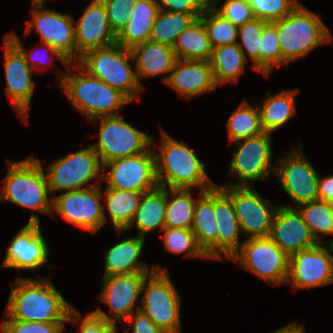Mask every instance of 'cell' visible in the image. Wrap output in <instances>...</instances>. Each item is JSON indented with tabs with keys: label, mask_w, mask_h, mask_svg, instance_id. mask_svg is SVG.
<instances>
[{
	"label": "cell",
	"mask_w": 333,
	"mask_h": 333,
	"mask_svg": "<svg viewBox=\"0 0 333 333\" xmlns=\"http://www.w3.org/2000/svg\"><path fill=\"white\" fill-rule=\"evenodd\" d=\"M5 319L24 322H67L75 308L54 287L51 278H24L11 283Z\"/></svg>",
	"instance_id": "obj_1"
},
{
	"label": "cell",
	"mask_w": 333,
	"mask_h": 333,
	"mask_svg": "<svg viewBox=\"0 0 333 333\" xmlns=\"http://www.w3.org/2000/svg\"><path fill=\"white\" fill-rule=\"evenodd\" d=\"M71 68L74 69V74L71 73ZM67 69L69 72H63L59 76V86L72 106L85 115L88 121L116 116L131 102L119 90L90 75L78 63H70Z\"/></svg>",
	"instance_id": "obj_2"
},
{
	"label": "cell",
	"mask_w": 333,
	"mask_h": 333,
	"mask_svg": "<svg viewBox=\"0 0 333 333\" xmlns=\"http://www.w3.org/2000/svg\"><path fill=\"white\" fill-rule=\"evenodd\" d=\"M161 144L156 158V176L160 187L171 189H195L207 191L216 186L206 174V164L185 142L173 139L160 131Z\"/></svg>",
	"instance_id": "obj_3"
},
{
	"label": "cell",
	"mask_w": 333,
	"mask_h": 333,
	"mask_svg": "<svg viewBox=\"0 0 333 333\" xmlns=\"http://www.w3.org/2000/svg\"><path fill=\"white\" fill-rule=\"evenodd\" d=\"M39 159L29 156L22 161H8V172L0 193V200L32 209L28 222L39 223L34 211L52 214V197L47 177Z\"/></svg>",
	"instance_id": "obj_4"
},
{
	"label": "cell",
	"mask_w": 333,
	"mask_h": 333,
	"mask_svg": "<svg viewBox=\"0 0 333 333\" xmlns=\"http://www.w3.org/2000/svg\"><path fill=\"white\" fill-rule=\"evenodd\" d=\"M274 23L277 25L283 65L305 57L332 38L320 17L300 3L290 14Z\"/></svg>",
	"instance_id": "obj_5"
},
{
	"label": "cell",
	"mask_w": 333,
	"mask_h": 333,
	"mask_svg": "<svg viewBox=\"0 0 333 333\" xmlns=\"http://www.w3.org/2000/svg\"><path fill=\"white\" fill-rule=\"evenodd\" d=\"M134 58L131 49L115 43L108 47L86 52L77 62L90 75L97 77L110 87L119 90L131 102L139 100L144 88L133 71Z\"/></svg>",
	"instance_id": "obj_6"
},
{
	"label": "cell",
	"mask_w": 333,
	"mask_h": 333,
	"mask_svg": "<svg viewBox=\"0 0 333 333\" xmlns=\"http://www.w3.org/2000/svg\"><path fill=\"white\" fill-rule=\"evenodd\" d=\"M47 181L50 192L74 191L98 186L103 175V164L92 145L62 156L47 166ZM89 185V186H88Z\"/></svg>",
	"instance_id": "obj_7"
},
{
	"label": "cell",
	"mask_w": 333,
	"mask_h": 333,
	"mask_svg": "<svg viewBox=\"0 0 333 333\" xmlns=\"http://www.w3.org/2000/svg\"><path fill=\"white\" fill-rule=\"evenodd\" d=\"M141 293L144 295L140 298L139 310L166 333H181L180 295L168 272L154 270L150 273Z\"/></svg>",
	"instance_id": "obj_8"
},
{
	"label": "cell",
	"mask_w": 333,
	"mask_h": 333,
	"mask_svg": "<svg viewBox=\"0 0 333 333\" xmlns=\"http://www.w3.org/2000/svg\"><path fill=\"white\" fill-rule=\"evenodd\" d=\"M100 122L98 142L91 144L103 163L147 152L156 139L131 126L120 115L93 119Z\"/></svg>",
	"instance_id": "obj_9"
},
{
	"label": "cell",
	"mask_w": 333,
	"mask_h": 333,
	"mask_svg": "<svg viewBox=\"0 0 333 333\" xmlns=\"http://www.w3.org/2000/svg\"><path fill=\"white\" fill-rule=\"evenodd\" d=\"M258 276L272 287L286 284L289 275V257L270 237L248 238L230 258Z\"/></svg>",
	"instance_id": "obj_10"
},
{
	"label": "cell",
	"mask_w": 333,
	"mask_h": 333,
	"mask_svg": "<svg viewBox=\"0 0 333 333\" xmlns=\"http://www.w3.org/2000/svg\"><path fill=\"white\" fill-rule=\"evenodd\" d=\"M272 133L264 132L248 139L236 141L237 149L229 163L230 176L238 182L227 183L230 186H253L254 181H264L275 171L272 163ZM232 174V175H231Z\"/></svg>",
	"instance_id": "obj_11"
},
{
	"label": "cell",
	"mask_w": 333,
	"mask_h": 333,
	"mask_svg": "<svg viewBox=\"0 0 333 333\" xmlns=\"http://www.w3.org/2000/svg\"><path fill=\"white\" fill-rule=\"evenodd\" d=\"M290 149V153H286L274 163V175L297 207L302 203L318 200L320 175L303 153L302 144Z\"/></svg>",
	"instance_id": "obj_12"
},
{
	"label": "cell",
	"mask_w": 333,
	"mask_h": 333,
	"mask_svg": "<svg viewBox=\"0 0 333 333\" xmlns=\"http://www.w3.org/2000/svg\"><path fill=\"white\" fill-rule=\"evenodd\" d=\"M110 169V170H108ZM107 174H104L105 172ZM102 181L106 187L148 192L158 187L154 149L103 163Z\"/></svg>",
	"instance_id": "obj_13"
},
{
	"label": "cell",
	"mask_w": 333,
	"mask_h": 333,
	"mask_svg": "<svg viewBox=\"0 0 333 333\" xmlns=\"http://www.w3.org/2000/svg\"><path fill=\"white\" fill-rule=\"evenodd\" d=\"M100 185L74 190L52 197V214L62 216L68 223L96 233L105 223L104 204Z\"/></svg>",
	"instance_id": "obj_14"
},
{
	"label": "cell",
	"mask_w": 333,
	"mask_h": 333,
	"mask_svg": "<svg viewBox=\"0 0 333 333\" xmlns=\"http://www.w3.org/2000/svg\"><path fill=\"white\" fill-rule=\"evenodd\" d=\"M231 198L243 235L248 238L270 237L278 205L262 198L253 186H220Z\"/></svg>",
	"instance_id": "obj_15"
},
{
	"label": "cell",
	"mask_w": 333,
	"mask_h": 333,
	"mask_svg": "<svg viewBox=\"0 0 333 333\" xmlns=\"http://www.w3.org/2000/svg\"><path fill=\"white\" fill-rule=\"evenodd\" d=\"M152 272H138L131 274H119L102 277L101 293L98 300L110 307L112 316L98 308L93 313L109 323L123 322L140 305L135 307L136 300L142 294V286L146 277ZM136 308V309H135Z\"/></svg>",
	"instance_id": "obj_16"
},
{
	"label": "cell",
	"mask_w": 333,
	"mask_h": 333,
	"mask_svg": "<svg viewBox=\"0 0 333 333\" xmlns=\"http://www.w3.org/2000/svg\"><path fill=\"white\" fill-rule=\"evenodd\" d=\"M32 2V19L26 22L25 35L35 28L42 43L51 45L70 63H77V45L73 16L54 10L43 9V3Z\"/></svg>",
	"instance_id": "obj_17"
},
{
	"label": "cell",
	"mask_w": 333,
	"mask_h": 333,
	"mask_svg": "<svg viewBox=\"0 0 333 333\" xmlns=\"http://www.w3.org/2000/svg\"><path fill=\"white\" fill-rule=\"evenodd\" d=\"M331 283H333V244L319 243L289 257V275L286 284H290L291 290L320 287Z\"/></svg>",
	"instance_id": "obj_18"
},
{
	"label": "cell",
	"mask_w": 333,
	"mask_h": 333,
	"mask_svg": "<svg viewBox=\"0 0 333 333\" xmlns=\"http://www.w3.org/2000/svg\"><path fill=\"white\" fill-rule=\"evenodd\" d=\"M3 44L6 93L22 120L28 123L35 89L32 79L34 70L28 65L22 52L6 36Z\"/></svg>",
	"instance_id": "obj_19"
},
{
	"label": "cell",
	"mask_w": 333,
	"mask_h": 333,
	"mask_svg": "<svg viewBox=\"0 0 333 333\" xmlns=\"http://www.w3.org/2000/svg\"><path fill=\"white\" fill-rule=\"evenodd\" d=\"M7 247L0 268L34 271L46 264L49 258V247L39 223L28 222Z\"/></svg>",
	"instance_id": "obj_20"
},
{
	"label": "cell",
	"mask_w": 333,
	"mask_h": 333,
	"mask_svg": "<svg viewBox=\"0 0 333 333\" xmlns=\"http://www.w3.org/2000/svg\"><path fill=\"white\" fill-rule=\"evenodd\" d=\"M270 238L288 257L319 244L299 211L287 205L275 212Z\"/></svg>",
	"instance_id": "obj_21"
},
{
	"label": "cell",
	"mask_w": 333,
	"mask_h": 333,
	"mask_svg": "<svg viewBox=\"0 0 333 333\" xmlns=\"http://www.w3.org/2000/svg\"><path fill=\"white\" fill-rule=\"evenodd\" d=\"M90 3L74 25L77 62L88 51L116 43V34L110 26L104 4L101 0H92Z\"/></svg>",
	"instance_id": "obj_22"
},
{
	"label": "cell",
	"mask_w": 333,
	"mask_h": 333,
	"mask_svg": "<svg viewBox=\"0 0 333 333\" xmlns=\"http://www.w3.org/2000/svg\"><path fill=\"white\" fill-rule=\"evenodd\" d=\"M165 83L187 100L218 86L210 62L201 60L177 59Z\"/></svg>",
	"instance_id": "obj_23"
},
{
	"label": "cell",
	"mask_w": 333,
	"mask_h": 333,
	"mask_svg": "<svg viewBox=\"0 0 333 333\" xmlns=\"http://www.w3.org/2000/svg\"><path fill=\"white\" fill-rule=\"evenodd\" d=\"M214 215L217 226V259L231 258L240 248L242 234L232 198L220 187H214Z\"/></svg>",
	"instance_id": "obj_24"
},
{
	"label": "cell",
	"mask_w": 333,
	"mask_h": 333,
	"mask_svg": "<svg viewBox=\"0 0 333 333\" xmlns=\"http://www.w3.org/2000/svg\"><path fill=\"white\" fill-rule=\"evenodd\" d=\"M145 238L132 236L124 238L113 247L104 252L105 270L102 277L119 274H131L138 272L167 271L159 265L153 266L150 270L145 261L141 262V256Z\"/></svg>",
	"instance_id": "obj_25"
},
{
	"label": "cell",
	"mask_w": 333,
	"mask_h": 333,
	"mask_svg": "<svg viewBox=\"0 0 333 333\" xmlns=\"http://www.w3.org/2000/svg\"><path fill=\"white\" fill-rule=\"evenodd\" d=\"M131 52L135 61L136 77L143 88L140 81L142 78L165 74L163 81L166 82L177 61L172 46L149 40L134 46Z\"/></svg>",
	"instance_id": "obj_26"
},
{
	"label": "cell",
	"mask_w": 333,
	"mask_h": 333,
	"mask_svg": "<svg viewBox=\"0 0 333 333\" xmlns=\"http://www.w3.org/2000/svg\"><path fill=\"white\" fill-rule=\"evenodd\" d=\"M194 210L192 231L197 243L208 259L217 260V226L214 215V187L199 190Z\"/></svg>",
	"instance_id": "obj_27"
},
{
	"label": "cell",
	"mask_w": 333,
	"mask_h": 333,
	"mask_svg": "<svg viewBox=\"0 0 333 333\" xmlns=\"http://www.w3.org/2000/svg\"><path fill=\"white\" fill-rule=\"evenodd\" d=\"M167 204V188L156 187L153 190L144 192L139 207L125 230H115L117 233L127 231L135 226L138 236L145 238L146 234L159 228H165V210Z\"/></svg>",
	"instance_id": "obj_28"
},
{
	"label": "cell",
	"mask_w": 333,
	"mask_h": 333,
	"mask_svg": "<svg viewBox=\"0 0 333 333\" xmlns=\"http://www.w3.org/2000/svg\"><path fill=\"white\" fill-rule=\"evenodd\" d=\"M159 11L156 0H137L127 24L116 35V43L126 49L149 40Z\"/></svg>",
	"instance_id": "obj_29"
},
{
	"label": "cell",
	"mask_w": 333,
	"mask_h": 333,
	"mask_svg": "<svg viewBox=\"0 0 333 333\" xmlns=\"http://www.w3.org/2000/svg\"><path fill=\"white\" fill-rule=\"evenodd\" d=\"M296 93H298L296 89L284 90L274 95L267 91L265 100L257 104L261 126L265 132L273 133L295 115Z\"/></svg>",
	"instance_id": "obj_30"
},
{
	"label": "cell",
	"mask_w": 333,
	"mask_h": 333,
	"mask_svg": "<svg viewBox=\"0 0 333 333\" xmlns=\"http://www.w3.org/2000/svg\"><path fill=\"white\" fill-rule=\"evenodd\" d=\"M177 59L209 61L212 46L203 24L195 19L179 36L173 46Z\"/></svg>",
	"instance_id": "obj_31"
},
{
	"label": "cell",
	"mask_w": 333,
	"mask_h": 333,
	"mask_svg": "<svg viewBox=\"0 0 333 333\" xmlns=\"http://www.w3.org/2000/svg\"><path fill=\"white\" fill-rule=\"evenodd\" d=\"M246 61L237 43L212 48L209 62L217 85L236 82L244 73Z\"/></svg>",
	"instance_id": "obj_32"
},
{
	"label": "cell",
	"mask_w": 333,
	"mask_h": 333,
	"mask_svg": "<svg viewBox=\"0 0 333 333\" xmlns=\"http://www.w3.org/2000/svg\"><path fill=\"white\" fill-rule=\"evenodd\" d=\"M144 192L120 190L106 187L102 199L115 230H125L131 223Z\"/></svg>",
	"instance_id": "obj_33"
},
{
	"label": "cell",
	"mask_w": 333,
	"mask_h": 333,
	"mask_svg": "<svg viewBox=\"0 0 333 333\" xmlns=\"http://www.w3.org/2000/svg\"><path fill=\"white\" fill-rule=\"evenodd\" d=\"M196 201L191 189L167 188L165 227L192 229Z\"/></svg>",
	"instance_id": "obj_34"
},
{
	"label": "cell",
	"mask_w": 333,
	"mask_h": 333,
	"mask_svg": "<svg viewBox=\"0 0 333 333\" xmlns=\"http://www.w3.org/2000/svg\"><path fill=\"white\" fill-rule=\"evenodd\" d=\"M251 106L243 100L227 120V132L230 143L248 139L264 133L261 126L260 114L257 104Z\"/></svg>",
	"instance_id": "obj_35"
},
{
	"label": "cell",
	"mask_w": 333,
	"mask_h": 333,
	"mask_svg": "<svg viewBox=\"0 0 333 333\" xmlns=\"http://www.w3.org/2000/svg\"><path fill=\"white\" fill-rule=\"evenodd\" d=\"M193 15L159 10L149 41L174 46L178 36L195 20Z\"/></svg>",
	"instance_id": "obj_36"
},
{
	"label": "cell",
	"mask_w": 333,
	"mask_h": 333,
	"mask_svg": "<svg viewBox=\"0 0 333 333\" xmlns=\"http://www.w3.org/2000/svg\"><path fill=\"white\" fill-rule=\"evenodd\" d=\"M296 209L318 243L327 242L320 234L333 235V204L315 200L298 205Z\"/></svg>",
	"instance_id": "obj_37"
},
{
	"label": "cell",
	"mask_w": 333,
	"mask_h": 333,
	"mask_svg": "<svg viewBox=\"0 0 333 333\" xmlns=\"http://www.w3.org/2000/svg\"><path fill=\"white\" fill-rule=\"evenodd\" d=\"M206 28L212 48L231 45L238 41V26L219 15L209 5L200 16Z\"/></svg>",
	"instance_id": "obj_38"
},
{
	"label": "cell",
	"mask_w": 333,
	"mask_h": 333,
	"mask_svg": "<svg viewBox=\"0 0 333 333\" xmlns=\"http://www.w3.org/2000/svg\"><path fill=\"white\" fill-rule=\"evenodd\" d=\"M164 247L171 253L181 254L186 258H208L199 247L192 229L165 227L162 229Z\"/></svg>",
	"instance_id": "obj_39"
},
{
	"label": "cell",
	"mask_w": 333,
	"mask_h": 333,
	"mask_svg": "<svg viewBox=\"0 0 333 333\" xmlns=\"http://www.w3.org/2000/svg\"><path fill=\"white\" fill-rule=\"evenodd\" d=\"M260 39V71L265 77H268L272 68L282 65L277 25L274 22H267L263 27Z\"/></svg>",
	"instance_id": "obj_40"
},
{
	"label": "cell",
	"mask_w": 333,
	"mask_h": 333,
	"mask_svg": "<svg viewBox=\"0 0 333 333\" xmlns=\"http://www.w3.org/2000/svg\"><path fill=\"white\" fill-rule=\"evenodd\" d=\"M266 23L265 21L254 19L238 28V37L241 38V41L238 40L237 44L246 59V53H248L253 62L252 68L255 71H260V37L262 36L263 27Z\"/></svg>",
	"instance_id": "obj_41"
},
{
	"label": "cell",
	"mask_w": 333,
	"mask_h": 333,
	"mask_svg": "<svg viewBox=\"0 0 333 333\" xmlns=\"http://www.w3.org/2000/svg\"><path fill=\"white\" fill-rule=\"evenodd\" d=\"M256 19L275 22L290 14L298 5L297 0H248Z\"/></svg>",
	"instance_id": "obj_42"
},
{
	"label": "cell",
	"mask_w": 333,
	"mask_h": 333,
	"mask_svg": "<svg viewBox=\"0 0 333 333\" xmlns=\"http://www.w3.org/2000/svg\"><path fill=\"white\" fill-rule=\"evenodd\" d=\"M217 4V0H210V5L219 15L238 27L256 19L248 0H225L221 7H216Z\"/></svg>",
	"instance_id": "obj_43"
},
{
	"label": "cell",
	"mask_w": 333,
	"mask_h": 333,
	"mask_svg": "<svg viewBox=\"0 0 333 333\" xmlns=\"http://www.w3.org/2000/svg\"><path fill=\"white\" fill-rule=\"evenodd\" d=\"M65 323L6 319L0 323V330L2 333H63Z\"/></svg>",
	"instance_id": "obj_44"
},
{
	"label": "cell",
	"mask_w": 333,
	"mask_h": 333,
	"mask_svg": "<svg viewBox=\"0 0 333 333\" xmlns=\"http://www.w3.org/2000/svg\"><path fill=\"white\" fill-rule=\"evenodd\" d=\"M24 55L26 62L28 63V65L35 70L36 68L39 70L40 68H48L49 66L46 65V67L44 66L48 60V54L47 57L45 56L46 54L43 53L41 55V53L39 55L35 54L33 51L30 53H28L24 48L23 45L20 41V39L18 38L17 34L13 33H8L7 35H5ZM41 49V50H40ZM40 51L42 52H47L49 54H52L53 57L55 56L56 58H58L65 66L66 68L70 65V62L57 50H55L51 45L46 44V43H42L40 46ZM37 50V49H36ZM45 54V55H44ZM44 55V56H43ZM44 57V58H43ZM47 59V60H46ZM44 63V64H43ZM44 66V67H43Z\"/></svg>",
	"instance_id": "obj_45"
},
{
	"label": "cell",
	"mask_w": 333,
	"mask_h": 333,
	"mask_svg": "<svg viewBox=\"0 0 333 333\" xmlns=\"http://www.w3.org/2000/svg\"><path fill=\"white\" fill-rule=\"evenodd\" d=\"M108 15L110 26L117 35L130 19V12L137 0H101Z\"/></svg>",
	"instance_id": "obj_46"
},
{
	"label": "cell",
	"mask_w": 333,
	"mask_h": 333,
	"mask_svg": "<svg viewBox=\"0 0 333 333\" xmlns=\"http://www.w3.org/2000/svg\"><path fill=\"white\" fill-rule=\"evenodd\" d=\"M79 320V333H118L116 324L109 323L99 318L93 312H90L80 319L79 312L74 308L69 314L68 322L73 325H79Z\"/></svg>",
	"instance_id": "obj_47"
},
{
	"label": "cell",
	"mask_w": 333,
	"mask_h": 333,
	"mask_svg": "<svg viewBox=\"0 0 333 333\" xmlns=\"http://www.w3.org/2000/svg\"><path fill=\"white\" fill-rule=\"evenodd\" d=\"M156 3L159 10L189 14L198 19L210 5V0H156Z\"/></svg>",
	"instance_id": "obj_48"
},
{
	"label": "cell",
	"mask_w": 333,
	"mask_h": 333,
	"mask_svg": "<svg viewBox=\"0 0 333 333\" xmlns=\"http://www.w3.org/2000/svg\"><path fill=\"white\" fill-rule=\"evenodd\" d=\"M124 322L128 324L123 333H129L130 325L133 326V333H166L163 329L157 327L151 319L142 311L137 310L132 313Z\"/></svg>",
	"instance_id": "obj_49"
},
{
	"label": "cell",
	"mask_w": 333,
	"mask_h": 333,
	"mask_svg": "<svg viewBox=\"0 0 333 333\" xmlns=\"http://www.w3.org/2000/svg\"><path fill=\"white\" fill-rule=\"evenodd\" d=\"M318 200L333 204V175L321 177L318 183Z\"/></svg>",
	"instance_id": "obj_50"
},
{
	"label": "cell",
	"mask_w": 333,
	"mask_h": 333,
	"mask_svg": "<svg viewBox=\"0 0 333 333\" xmlns=\"http://www.w3.org/2000/svg\"><path fill=\"white\" fill-rule=\"evenodd\" d=\"M272 333H306L304 325L297 322L288 323L285 327H282Z\"/></svg>",
	"instance_id": "obj_51"
},
{
	"label": "cell",
	"mask_w": 333,
	"mask_h": 333,
	"mask_svg": "<svg viewBox=\"0 0 333 333\" xmlns=\"http://www.w3.org/2000/svg\"><path fill=\"white\" fill-rule=\"evenodd\" d=\"M327 243L333 244V239L332 240H328Z\"/></svg>",
	"instance_id": "obj_52"
},
{
	"label": "cell",
	"mask_w": 333,
	"mask_h": 333,
	"mask_svg": "<svg viewBox=\"0 0 333 333\" xmlns=\"http://www.w3.org/2000/svg\"><path fill=\"white\" fill-rule=\"evenodd\" d=\"M36 1L41 2V3H44L45 0H36Z\"/></svg>",
	"instance_id": "obj_53"
}]
</instances>
